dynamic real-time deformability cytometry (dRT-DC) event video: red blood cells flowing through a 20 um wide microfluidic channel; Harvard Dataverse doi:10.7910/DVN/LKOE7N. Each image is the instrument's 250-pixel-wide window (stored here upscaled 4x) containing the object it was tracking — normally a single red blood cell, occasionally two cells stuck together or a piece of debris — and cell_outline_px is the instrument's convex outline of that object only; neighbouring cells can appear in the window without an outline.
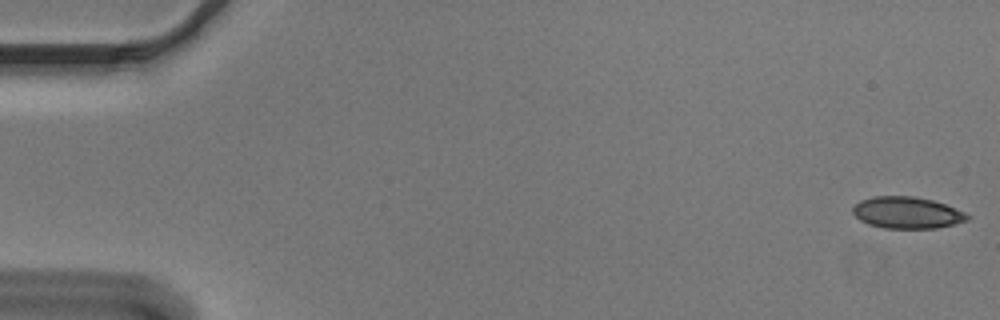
{"species": "Egyptian fruit bat (a non-hibernating species)", "species_latin": "Rousettus aegyptiacus", "temperature_condition": "cold", "stored_images_in_passage": 54, "camera_frame_rate_fps": 3000, "um_per_image_px": 0.085, "animal": {"sex": "male"}, "frame": {"image": 1, "passage_image": 1, "time_ms": 0.0, "image_size_px": [1000, 320], "cell_outline_px": [[972, 216], [968, 220], [936, 228], [884, 228], [868, 224], [860, 220], [852, 212], [852, 208], [860, 200], [872, 196], [916, 196], [932, 200], [944, 204], [964, 212]], "centroid_in_image_um": [77.08, 18.07], "position_along_channel_um": 7.9, "area_um2": 21.1}}
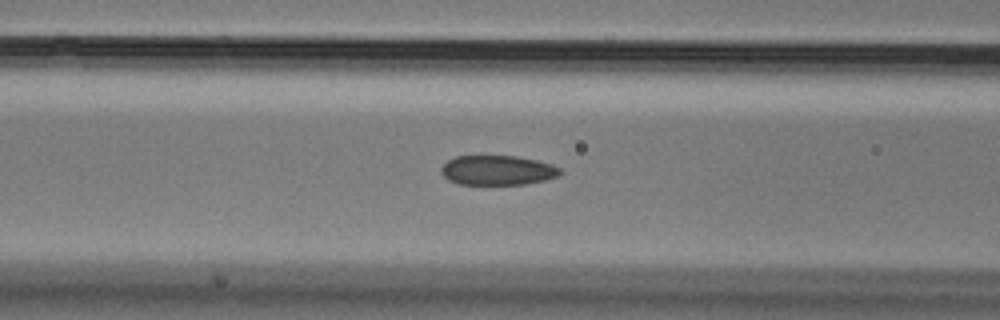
{"frame": {"image": 2, "passage_image": 22, "time_ms": 7.0, "image_size_px": [1000, 320], "cell_outline_px": [[564, 172], [556, 176], [544, 180], [524, 184], [460, 184], [448, 180], [440, 172], [440, 168], [448, 160], [456, 156], [516, 156], [536, 160], [552, 164], [560, 168]], "centroid_in_image_um": [42.28, 14.47], "position_along_channel_um": 124.3, "area_um2": 20.52}}
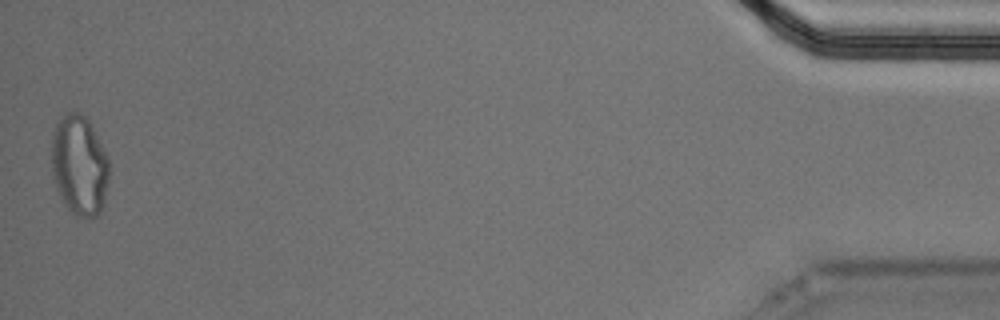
{"frame": {"image": 3, "passage_image": 54, "time_ms": 17.667, "image_size_px": [1000, 320], "cell_outline_px": [[108, 180], [104, 204], [100, 212], [96, 216], [76, 216], [64, 204], [52, 180], [52, 132], [56, 124], [68, 112], [80, 112], [88, 120], [108, 160]], "centroid_in_image_um": [6.72, 14.08], "position_along_channel_um": 428.5, "area_um2": 33.23}, "authors_computed_cell_mechanics": {"area_um2": 21.675, "velocity_mm_per_s": 3.6727, "shape_relaxation_time_tau1_ms": 8.055, "shape_relaxation_time_tau2_ms": 5.2883, "deformation_change_tau1": 0.1215, "deformation_change_tau2": 0.1145}}